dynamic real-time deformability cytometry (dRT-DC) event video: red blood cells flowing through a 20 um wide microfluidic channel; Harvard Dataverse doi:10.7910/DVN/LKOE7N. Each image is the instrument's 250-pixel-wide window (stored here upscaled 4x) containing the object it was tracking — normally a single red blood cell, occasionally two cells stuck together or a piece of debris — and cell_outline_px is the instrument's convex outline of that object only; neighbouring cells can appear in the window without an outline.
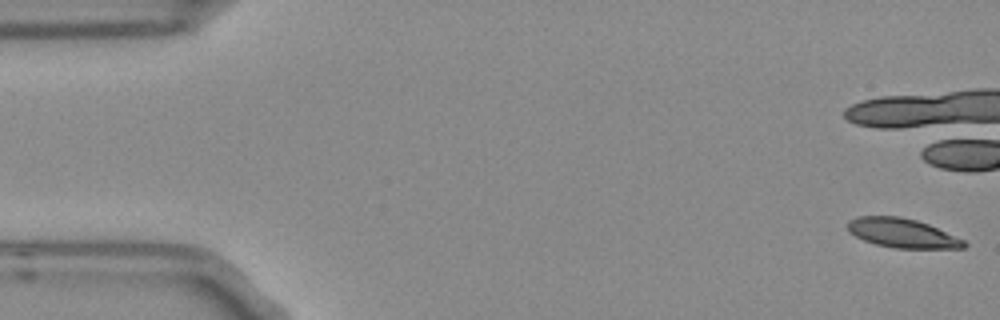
{"species": "Egyptian fruit bat (a non-hibernating species)", "species_latin": "Rousettus aegyptiacus", "temperature_condition": "room temperature", "stored_images_in_passage": 3, "camera_frame_rate_fps": 3000, "um_per_image_px": 0.085, "frame": {"image": 1, "passage_image": 1, "time_ms": 0.0, "image_size_px": [1000, 320], "cell_outline_px": [[968, 244], [964, 248], [896, 248], [876, 244], [864, 240], [848, 232], [848, 220], [860, 216], [896, 216], [916, 220], [928, 224], [964, 240]], "centroid_in_image_um": [76.68, 19.81], "position_along_channel_um": 8.3, "area_um2": 19.59}}